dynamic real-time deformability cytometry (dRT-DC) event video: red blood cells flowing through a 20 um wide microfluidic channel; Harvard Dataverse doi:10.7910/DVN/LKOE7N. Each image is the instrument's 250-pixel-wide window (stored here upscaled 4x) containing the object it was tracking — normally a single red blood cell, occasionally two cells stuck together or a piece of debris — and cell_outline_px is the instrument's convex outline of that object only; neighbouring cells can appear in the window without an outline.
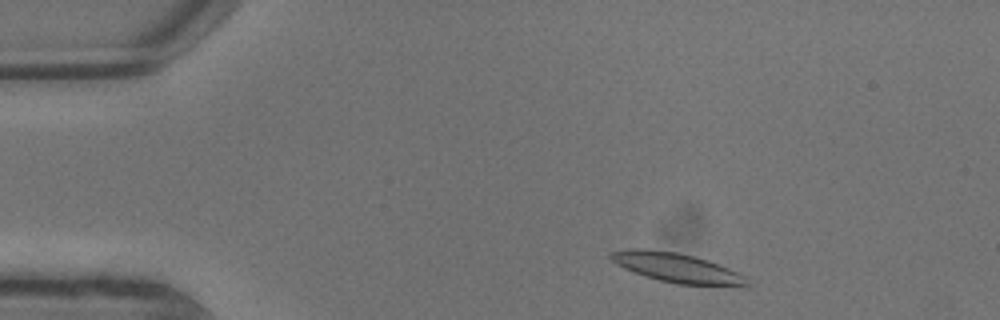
{"species": "common noctule bat (a hibernating species)", "species_latin": "Nyctalus noctula", "temperature_condition": "warm", "stored_images_in_passage": 6, "camera_frame_rate_fps": 3000, "um_per_image_px": 0.085, "animal": {"sex": "male", "body_mass_g": 13.3}, "frame": {"image": 1, "passage_image": 2, "time_ms": 0.333, "image_size_px": [1000, 320], "cell_outline_px": [[748, 284], [744, 288], [676, 284], [660, 280], [624, 268], [616, 264], [608, 256], [612, 252], [628, 248], [648, 248], [676, 252], [708, 260], [748, 276]], "centroid_in_image_um": [57.63, 22.78], "position_along_channel_um": 27.4, "area_um2": 23.76}}
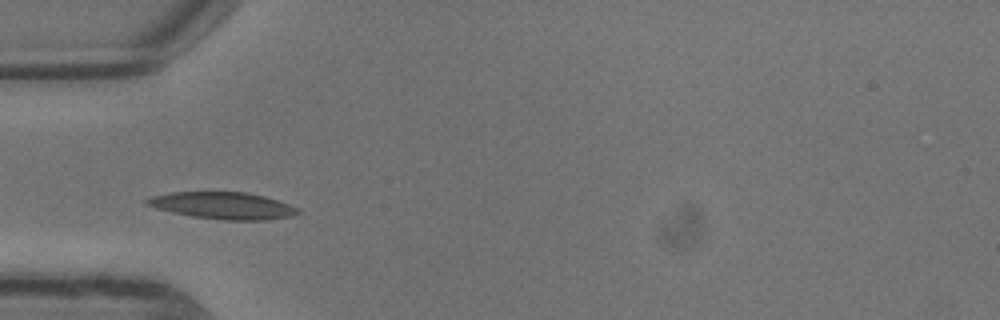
{"frame": {"image": 2, "passage_image": 5, "time_ms": 1.333, "image_size_px": [1000, 320], "cell_outline_px": [[300, 212], [292, 216], [268, 220], [224, 220], [192, 216], [172, 212], [156, 208], [144, 204], [144, 200], [152, 196], [172, 192], [248, 192], [264, 196], [300, 208]], "centroid_in_image_um": [18.95, 17.47], "position_along_channel_um": 66.0, "area_um2": 23.7}}
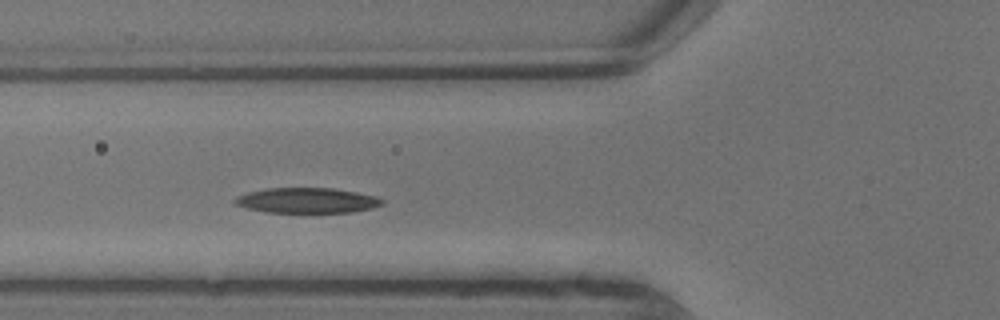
{"frame": {"image": 3, "passage_image": 6, "time_ms": 1.667, "image_size_px": [1000, 320], "cell_outline_px": [[384, 204], [372, 208], [352, 212], [268, 212], [248, 208], [232, 204], [232, 200], [236, 196], [248, 192], [268, 188], [332, 188], [356, 192], [376, 196], [384, 200]], "centroid_in_image_um": [26.08, 17.03], "position_along_channel_um": 99.7, "area_um2": 21.68}}